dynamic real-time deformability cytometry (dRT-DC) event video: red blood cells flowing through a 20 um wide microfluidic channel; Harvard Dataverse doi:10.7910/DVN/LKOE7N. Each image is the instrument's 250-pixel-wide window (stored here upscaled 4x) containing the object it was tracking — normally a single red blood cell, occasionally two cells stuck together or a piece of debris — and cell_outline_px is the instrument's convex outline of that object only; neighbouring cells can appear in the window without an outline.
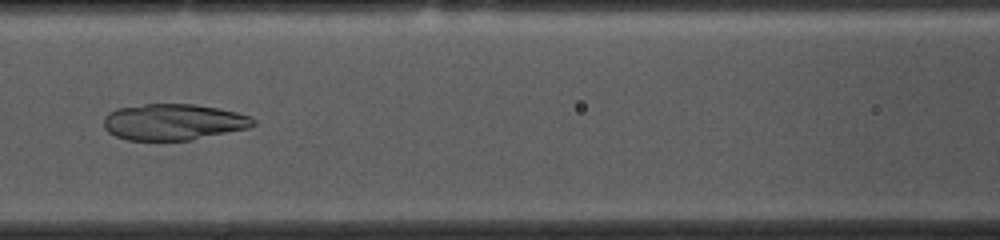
{"species": "common noctule bat (a hibernating species)", "species_latin": "Nyctalus noctula", "temperature_condition": "cold", "stored_images_in_passage": 53, "camera_frame_rate_fps": 3000, "um_per_image_px": 0.085, "animal": {"sex": "female", "body_mass_g": 10.0, "forearm_length_mm": 53.1}, "frame": {"image": 1, "passage_image": 22, "time_ms": 7.0, "image_size_px": [1000, 240], "cell_outline_px": [[256, 124], [248, 128], [192, 140], [128, 140], [116, 136], [108, 132], [104, 128], [104, 116], [108, 112], [116, 108], [144, 104], [196, 104], [236, 112], [252, 116], [256, 120]], "centroid_in_image_um": [14.74, 10.36], "position_along_channel_um": 151.9, "area_um2": 31.73}}
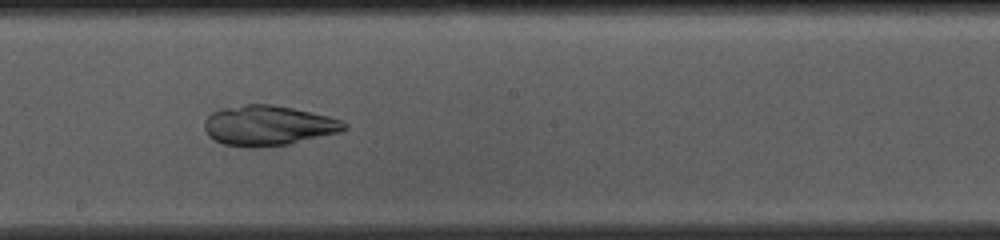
{"frame": {"image": 2, "passage_image": 28, "time_ms": 9.0, "image_size_px": [1000, 240], "cell_outline_px": [[348, 128], [340, 132], [288, 144], [260, 148], [244, 148], [224, 144], [208, 136], [204, 128], [204, 120], [212, 112], [220, 108], [244, 104], [272, 104], [292, 108], [328, 116], [340, 120], [348, 124]], "centroid_in_image_um": [22.77, 10.68], "position_along_channel_um": 225.4, "area_um2": 32.89}}
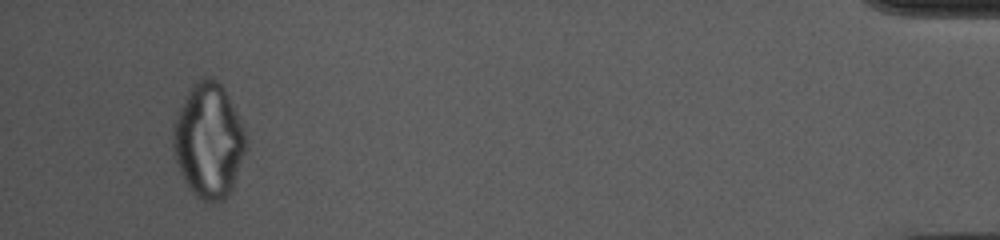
{"frame": {"image": 3, "passage_image": 50, "time_ms": 16.333, "image_size_px": [1000, 240], "cell_outline_px": [[244, 152], [232, 188], [228, 196], [224, 200], [212, 204], [200, 200], [192, 192], [184, 180], [176, 160], [172, 144], [172, 128], [176, 116], [192, 84], [200, 76], [212, 76], [224, 88], [244, 128]], "centroid_in_image_um": [17.7, 11.96], "position_along_channel_um": 417.5, "area_um2": 48.32}}